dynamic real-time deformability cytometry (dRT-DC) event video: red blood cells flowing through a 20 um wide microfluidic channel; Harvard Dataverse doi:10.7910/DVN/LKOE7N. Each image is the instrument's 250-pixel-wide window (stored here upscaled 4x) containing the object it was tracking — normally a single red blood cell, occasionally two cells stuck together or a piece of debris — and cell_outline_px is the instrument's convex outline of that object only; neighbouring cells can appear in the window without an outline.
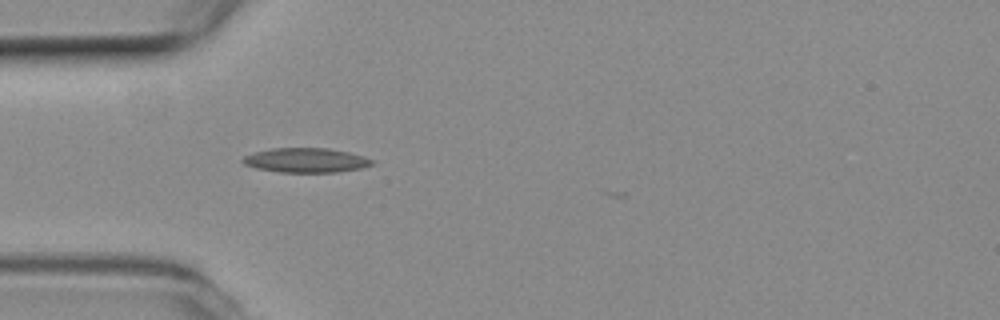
{"species": "common noctule bat (a hibernating species)", "species_latin": "Nyctalus noctula", "temperature_condition": "room temperature", "stored_images_in_passage": 4, "camera_frame_rate_fps": 3000, "um_per_image_px": 0.085, "animal": {"sex": "female", "body_mass_g": 19.3, "forearm_length_mm": 54.1}, "frame": {"image": 1, "passage_image": 1, "time_ms": 0.0, "image_size_px": [1000, 320], "cell_outline_px": [[376, 160], [372, 164], [360, 168], [336, 172], [280, 172], [256, 168], [244, 164], [240, 160], [244, 156], [256, 152], [272, 148], [328, 148], [348, 152], [364, 156]], "centroid_in_image_um": [26.01, 13.62], "position_along_channel_um": 59.0, "area_um2": 18.38}}